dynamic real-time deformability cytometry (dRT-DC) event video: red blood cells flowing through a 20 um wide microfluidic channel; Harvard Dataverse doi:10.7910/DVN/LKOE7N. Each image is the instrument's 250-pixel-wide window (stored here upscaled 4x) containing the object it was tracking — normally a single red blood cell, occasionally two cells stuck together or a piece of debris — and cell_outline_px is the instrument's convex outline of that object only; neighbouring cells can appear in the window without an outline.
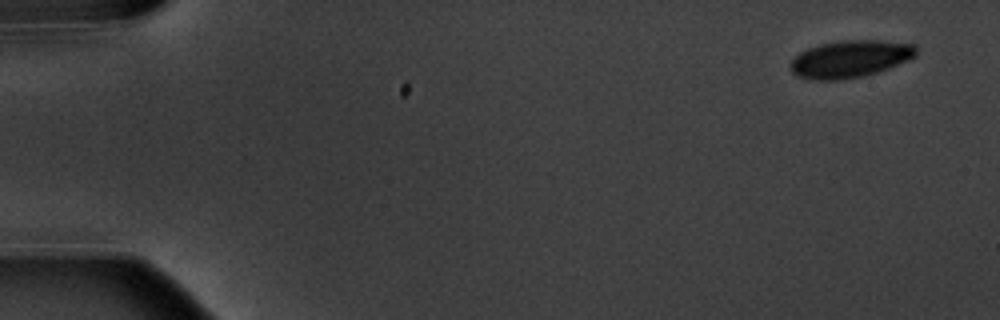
{"species": "common noctule bat (a hibernating species)", "species_latin": "Nyctalus noctula", "temperature_condition": "warm", "stored_images_in_passage": 11, "camera_frame_rate_fps": 3000, "um_per_image_px": 0.085, "animal": {"sex": "male", "body_mass_g": 20.1, "forearm_length_mm": 53.5}, "frame": {"image": 1, "passage_image": 1, "time_ms": 0.0, "image_size_px": [1000, 320], "cell_outline_px": [[916, 56], [908, 60], [888, 68], [864, 76], [840, 80], [812, 80], [800, 76], [792, 72], [792, 60], [800, 52], [808, 48], [820, 44], [840, 40], [880, 40], [916, 44]], "centroid_in_image_um": [72.29, 5.0], "position_along_channel_um": 12.7, "area_um2": 27.17}}
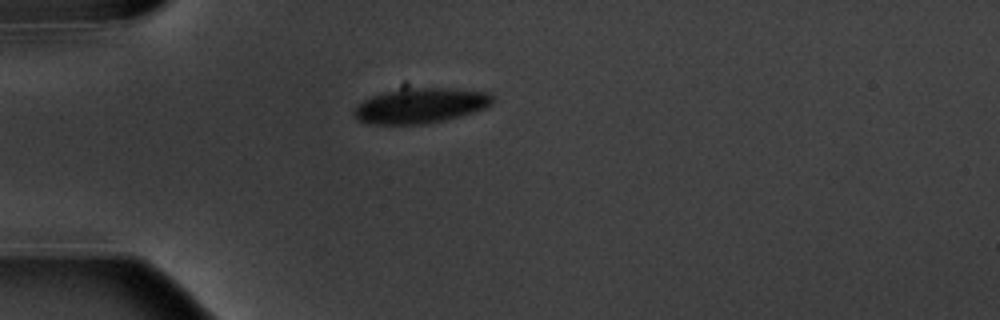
{"frame": {"image": 2, "passage_image": 4, "time_ms": 4.333, "image_size_px": [1000, 320], "cell_outline_px": [[496, 100], [492, 104], [484, 108], [460, 116], [444, 120], [424, 124], [376, 124], [360, 120], [352, 112], [364, 100], [372, 96], [396, 88], [448, 88], [488, 92]], "centroid_in_image_um": [35.78, 8.96], "position_along_channel_um": 49.2, "area_um2": 28.15}}
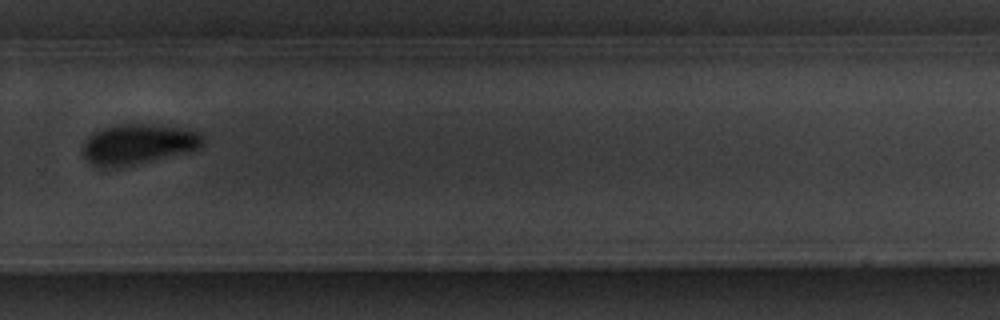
{"frame": {"image": 3, "passage_image": 11, "time_ms": 12.333, "image_size_px": [1000, 320], "cell_outline_px": [[204, 144], [200, 148], [188, 152], [120, 168], [96, 168], [80, 152], [80, 148], [100, 128], [116, 124], [152, 124], [184, 128], [200, 132], [204, 136]], "centroid_in_image_um": [11.75, 12.27], "position_along_channel_um": 318.0, "area_um2": 28.67}}